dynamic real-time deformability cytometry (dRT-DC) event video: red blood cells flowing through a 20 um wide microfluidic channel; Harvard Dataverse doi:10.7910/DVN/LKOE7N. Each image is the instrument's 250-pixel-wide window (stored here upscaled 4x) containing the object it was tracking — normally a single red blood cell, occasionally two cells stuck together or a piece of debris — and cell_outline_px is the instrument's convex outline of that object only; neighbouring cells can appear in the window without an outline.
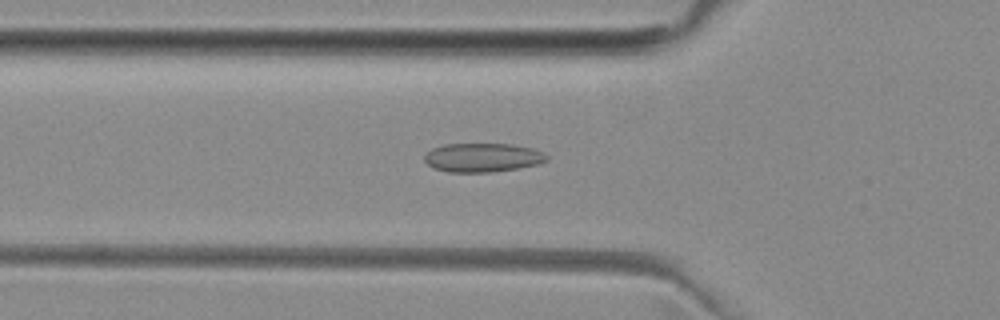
{"species": "common noctule bat (a hibernating species)", "species_latin": "Nyctalus noctula", "temperature_condition": "room temperature", "stored_images_in_passage": 50, "camera_frame_rate_fps": 3000, "um_per_image_px": 0.085, "animal": {"sex": "female", "body_mass_g": 29.2, "forearm_length_mm": 56.3}, "frame": {"image": 1, "passage_image": 16, "time_ms": 5.0, "image_size_px": [1000, 320], "cell_outline_px": [[548, 160], [540, 164], [520, 168], [492, 172], [448, 172], [432, 168], [424, 160], [424, 156], [432, 148], [444, 144], [512, 144], [532, 148], [548, 156]], "centroid_in_image_um": [41.02, 13.4], "position_along_channel_um": 84.8, "area_um2": 20.69}}
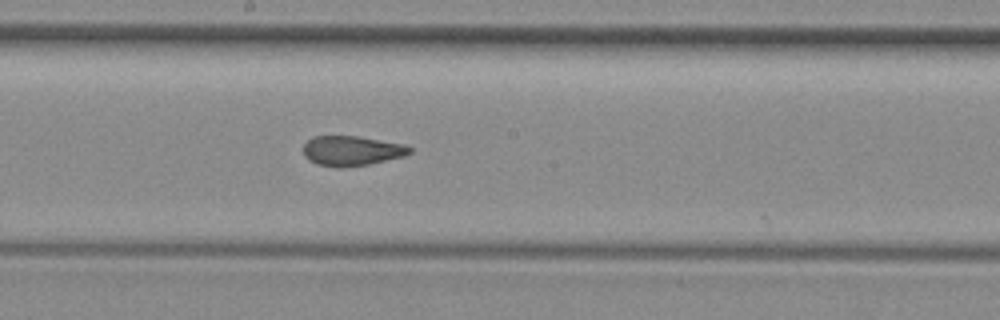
{"frame": {"image": 2, "passage_image": 26, "time_ms": 8.333, "image_size_px": [1000, 320], "cell_outline_px": [[412, 152], [404, 156], [368, 164], [340, 168], [336, 168], [316, 164], [308, 160], [304, 156], [304, 144], [312, 136], [360, 136], [404, 144], [412, 148]], "centroid_in_image_um": [29.88, 12.82], "position_along_channel_um": 218.3, "area_um2": 18.67}}
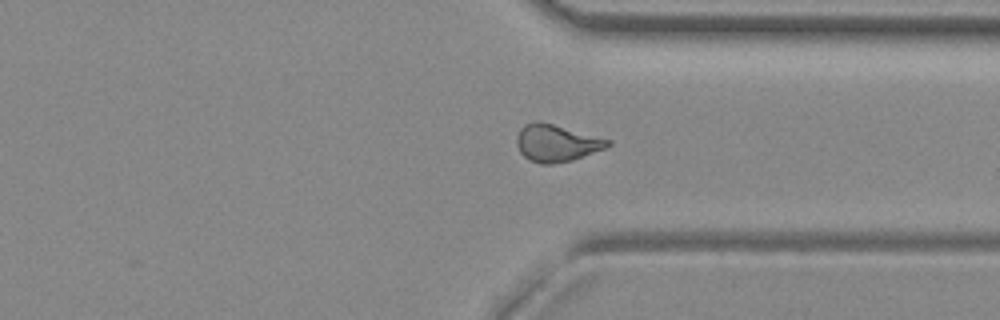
{"frame": {"image": 3, "passage_image": 37, "time_ms": 12.0, "image_size_px": [1000, 320], "cell_outline_px": [[612, 144], [604, 148], [572, 160], [552, 164], [540, 164], [528, 160], [520, 152], [516, 144], [516, 136], [520, 128], [524, 124], [552, 124], [612, 140]], "centroid_in_image_um": [47.29, 12.19], "position_along_channel_um": 364.1, "area_um2": 19.25}, "authors_computed_cell_mechanics": {"area_um2": 19.3341, "velocity_mm_per_s": 3.9901, "shape_relaxation_time_tau1_ms": null, "shape_relaxation_time_tau2_ms": 1.2896, "deformation_change_tau1": null, "deformation_change_tau2": 0.0752}}